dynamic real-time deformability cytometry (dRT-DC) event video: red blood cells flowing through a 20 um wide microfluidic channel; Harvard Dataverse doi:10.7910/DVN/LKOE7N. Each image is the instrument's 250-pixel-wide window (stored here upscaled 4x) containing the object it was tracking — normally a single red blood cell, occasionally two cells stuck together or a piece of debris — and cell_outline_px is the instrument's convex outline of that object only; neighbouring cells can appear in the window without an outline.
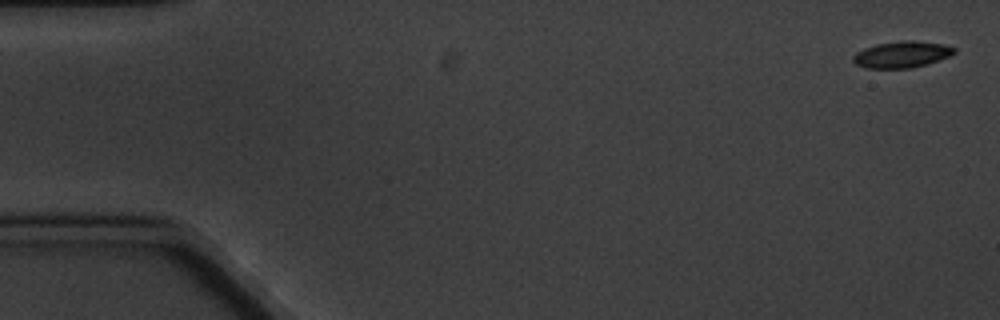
{"species": "common noctule bat (a hibernating species)", "species_latin": "Nyctalus noctula", "temperature_condition": "cold", "stored_images_in_passage": 8, "camera_frame_rate_fps": 3000, "um_per_image_px": 0.085, "animal": {"sex": "male", "body_mass_g": 20.1, "forearm_length_mm": 53.5}, "frame": {"image": 1, "passage_image": 1, "time_ms": 0.0, "image_size_px": [1000, 320], "cell_outline_px": [[956, 52], [948, 56], [928, 64], [912, 68], [868, 68], [856, 64], [852, 60], [852, 56], [856, 52], [864, 48], [876, 44], [900, 40], [912, 40], [940, 44], [956, 48]], "centroid_in_image_um": [76.63, 4.63], "position_along_channel_um": 8.4, "area_um2": 15.55}}